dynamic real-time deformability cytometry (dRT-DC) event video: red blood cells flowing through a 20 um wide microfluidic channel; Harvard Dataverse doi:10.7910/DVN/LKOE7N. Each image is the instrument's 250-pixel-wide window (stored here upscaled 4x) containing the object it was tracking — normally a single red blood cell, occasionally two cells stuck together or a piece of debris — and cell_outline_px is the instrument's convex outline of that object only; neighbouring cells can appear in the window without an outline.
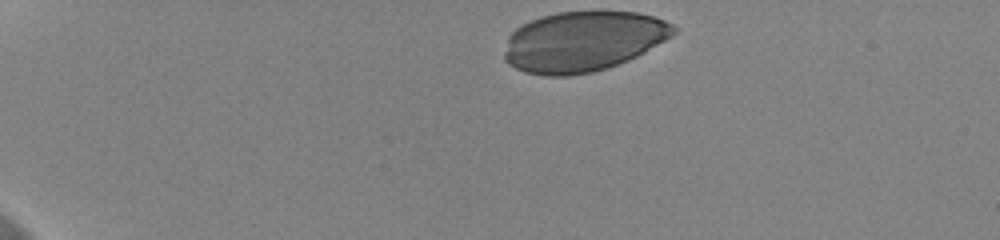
{"species": "human", "species_latin": "Homo sapiens", "temperature_condition": "cold", "stored_images_in_passage": 38, "camera_frame_rate_fps": 3000, "um_per_image_px": 0.085, "donor": {"sex": "female"}, "frame": {"image": 1, "passage_image": 1, "time_ms": 0.0, "image_size_px": [1000, 240], "cell_outline_px": [[676, 32], [672, 36], [644, 52], [628, 60], [608, 68], [592, 72], [568, 76], [544, 76], [524, 72], [508, 64], [504, 60], [504, 52], [508, 36], [520, 24], [540, 16], [556, 12], [636, 12], [652, 16], [664, 20], [672, 24], [676, 28]], "centroid_in_image_um": [49.52, 3.53], "position_along_channel_um": 35.5, "area_um2": 59.53}}